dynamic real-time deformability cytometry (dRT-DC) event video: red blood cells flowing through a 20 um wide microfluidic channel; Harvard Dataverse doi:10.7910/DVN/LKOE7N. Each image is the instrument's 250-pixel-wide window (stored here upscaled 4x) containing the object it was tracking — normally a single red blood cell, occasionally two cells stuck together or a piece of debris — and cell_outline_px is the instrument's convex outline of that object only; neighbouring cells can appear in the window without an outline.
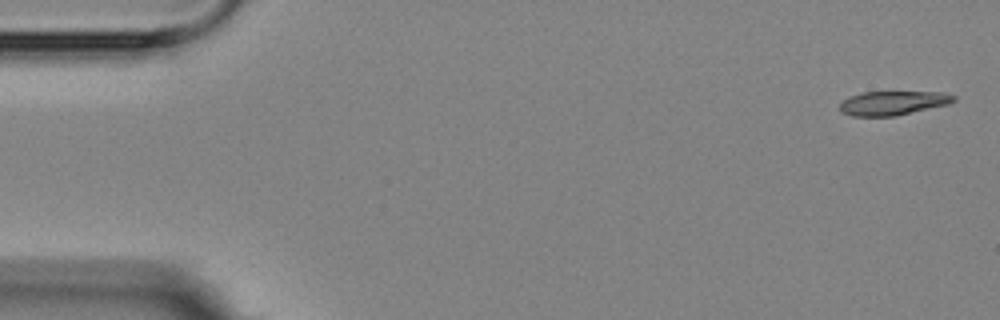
{"species": "Egyptian fruit bat (a non-hibernating species)", "species_latin": "Rousettus aegyptiacus", "temperature_condition": "room temperature", "stored_images_in_passage": 6, "segment_of_instrument_passage": [1, 2], "camera_frame_rate_fps": 3000, "um_per_image_px": 0.085, "animal": {"sex": "female"}, "frame": {"image": 1, "passage_image": 1, "time_ms": 0.0, "image_size_px": [1000, 320], "cell_outline_px": [[956, 100], [948, 104], [896, 116], [852, 116], [840, 112], [840, 104], [848, 96], [864, 92], [944, 92], [956, 96]], "centroid_in_image_um": [75.9, 8.75], "position_along_channel_um": 9.1, "area_um2": 16.01}}
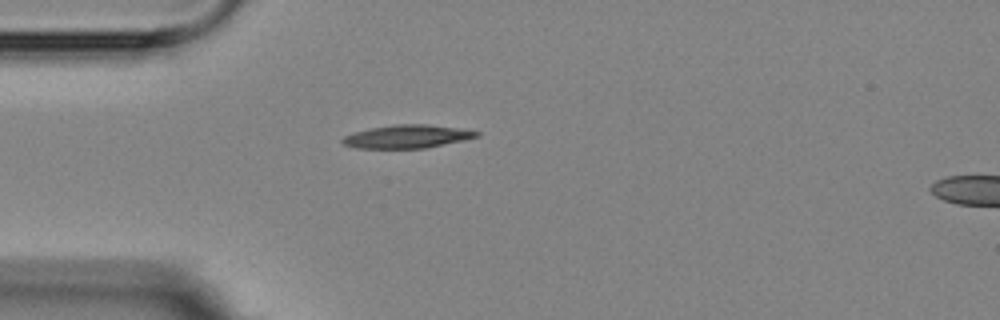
{"frame": {"image": 2, "passage_image": 5, "time_ms": 4.333, "image_size_px": [1000, 320], "cell_outline_px": [[480, 136], [464, 140], [428, 148], [356, 148], [344, 144], [340, 140], [344, 136], [352, 132], [372, 128], [396, 124], [424, 124], [456, 128], [480, 132]], "centroid_in_image_um": [34.59, 11.61], "position_along_channel_um": 50.4, "area_um2": 18.03}}